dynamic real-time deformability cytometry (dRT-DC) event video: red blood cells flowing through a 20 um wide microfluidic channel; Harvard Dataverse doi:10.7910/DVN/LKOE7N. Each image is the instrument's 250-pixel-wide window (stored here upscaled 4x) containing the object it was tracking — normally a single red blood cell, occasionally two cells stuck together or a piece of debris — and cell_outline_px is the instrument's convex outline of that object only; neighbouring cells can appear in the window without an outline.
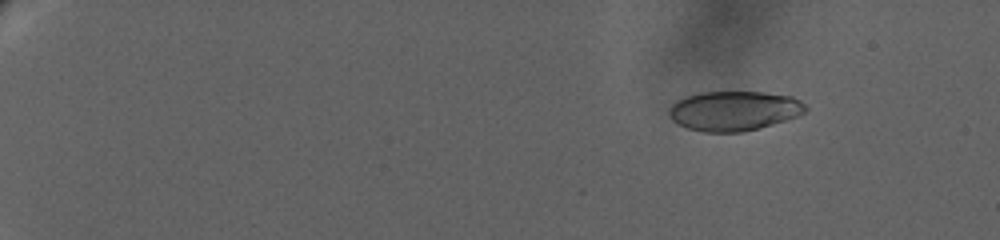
{"species": "human", "species_latin": "Homo sapiens", "temperature_condition": "warm", "stored_images_in_passage": 20, "camera_frame_rate_fps": 3000, "um_per_image_px": 0.085, "donor": {"sex": "female"}, "frame": {"image": 1, "passage_image": 6, "time_ms": 3.333, "image_size_px": [1000, 240], "cell_outline_px": [[808, 112], [800, 116], [760, 128], [740, 132], [704, 132], [688, 128], [672, 120], [668, 112], [672, 104], [688, 96], [700, 92], [764, 92], [792, 96], [800, 100], [808, 108]], "centroid_in_image_um": [62.46, 9.42], "position_along_channel_um": 22.5, "area_um2": 31.62}}
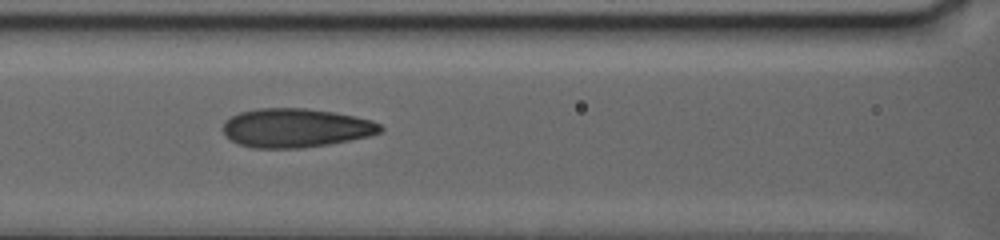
{"frame": {"image": 2, "passage_image": 16, "time_ms": 13.333, "image_size_px": [1000, 240], "cell_outline_px": [[384, 128], [380, 132], [368, 136], [328, 144], [300, 148], [252, 148], [236, 144], [224, 132], [224, 120], [240, 112], [256, 108], [308, 108], [332, 112], [372, 120], [380, 124]], "centroid_in_image_um": [25.11, 10.87], "position_along_channel_um": 141.5, "area_um2": 35.55}}
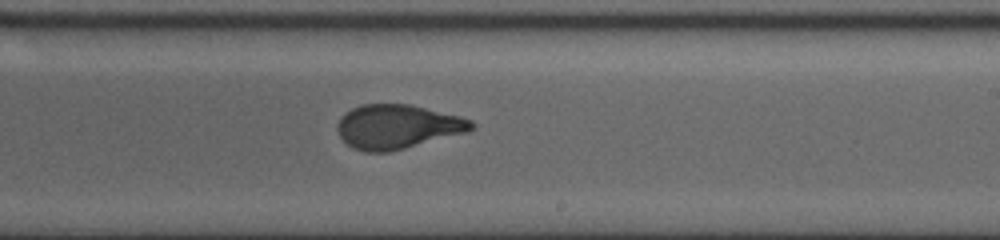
{"frame": {"image": 3, "passage_image": 20, "time_ms": 17.333, "image_size_px": [1000, 240], "cell_outline_px": [[476, 124], [468, 132], [388, 152], [364, 152], [352, 148], [340, 136], [336, 128], [336, 124], [340, 116], [352, 108], [360, 104], [408, 104], [460, 116], [472, 120]], "centroid_in_image_um": [33.76, 10.76], "position_along_channel_um": 255.2, "area_um2": 34.51}}